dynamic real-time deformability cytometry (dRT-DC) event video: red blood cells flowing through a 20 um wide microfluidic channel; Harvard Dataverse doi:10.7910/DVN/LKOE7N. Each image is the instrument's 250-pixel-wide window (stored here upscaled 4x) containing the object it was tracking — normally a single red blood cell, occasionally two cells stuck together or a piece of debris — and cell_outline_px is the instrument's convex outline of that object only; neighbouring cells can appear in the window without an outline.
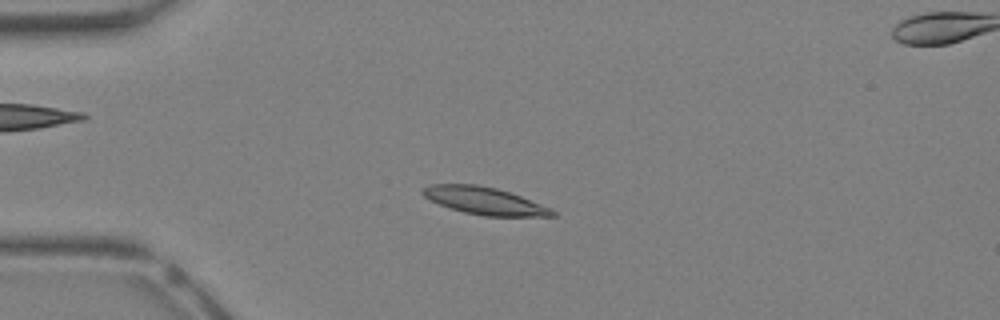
{"species": "Egyptian fruit bat (a non-hibernating species)", "species_latin": "Rousettus aegyptiacus", "temperature_condition": "warm", "stored_images_in_passage": 11, "camera_frame_rate_fps": 3000, "um_per_image_px": 0.085, "animal": {"sex": "female"}, "frame": {"image": 1, "passage_image": 5, "time_ms": 1.333, "image_size_px": [1000, 320], "cell_outline_px": [[556, 216], [484, 216], [464, 212], [448, 208], [424, 196], [420, 192], [428, 184], [476, 184], [496, 188], [520, 196], [552, 208], [556, 212]], "centroid_in_image_um": [41.18, 17.07], "position_along_channel_um": 43.8, "area_um2": 20.58}}
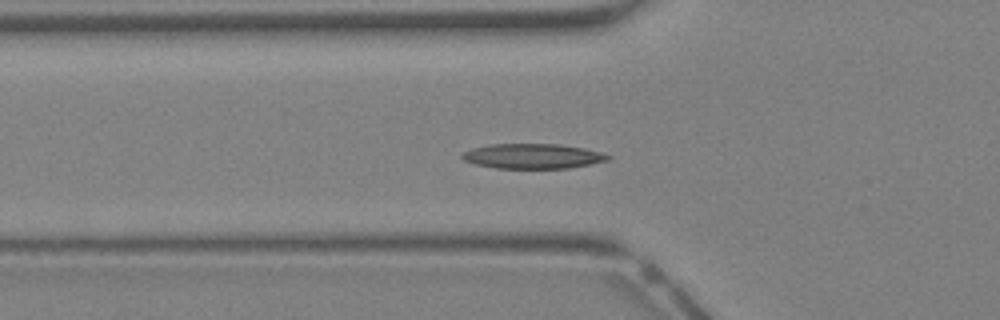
{"frame": {"image": 2, "passage_image": 9, "time_ms": 2.667, "image_size_px": [1000, 320], "cell_outline_px": [[612, 156], [608, 160], [568, 168], [496, 168], [476, 164], [464, 160], [460, 156], [460, 152], [472, 148], [488, 144], [560, 144], [584, 148], [600, 152]], "centroid_in_image_um": [45.23, 13.26], "position_along_channel_um": 80.6, "area_um2": 21.15}}